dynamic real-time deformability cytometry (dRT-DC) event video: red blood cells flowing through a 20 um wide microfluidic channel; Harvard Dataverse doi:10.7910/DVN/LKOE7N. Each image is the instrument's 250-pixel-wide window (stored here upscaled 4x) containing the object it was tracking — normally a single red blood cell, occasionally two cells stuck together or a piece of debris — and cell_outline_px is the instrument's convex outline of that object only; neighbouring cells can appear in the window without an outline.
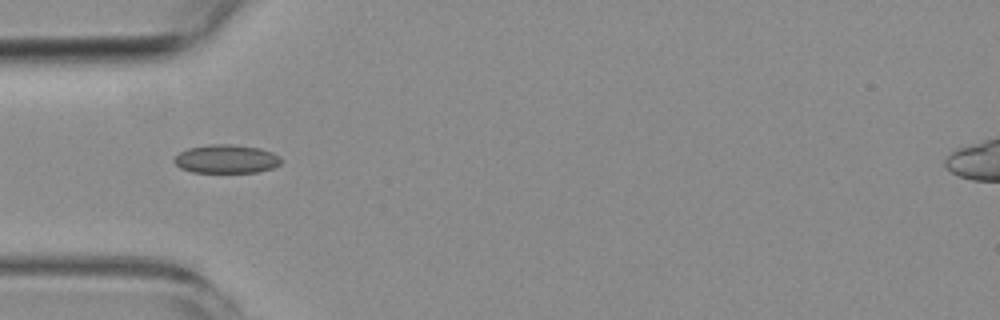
{"species": "common noctule bat (a hibernating species)", "species_latin": "Nyctalus noctula", "temperature_condition": "room temperature", "stored_images_in_passage": 7, "camera_frame_rate_fps": 3000, "um_per_image_px": 0.085, "animal": {"sex": "female", "body_mass_g": 19.3, "forearm_length_mm": 54.1}, "frame": {"image": 1, "passage_image": 5, "time_ms": 4.667, "image_size_px": [1000, 320], "cell_outline_px": [[284, 160], [280, 164], [272, 168], [256, 172], [192, 172], [180, 168], [172, 160], [180, 152], [188, 148], [212, 144], [232, 144], [260, 148], [272, 152], [280, 156]], "centroid_in_image_um": [19.26, 13.51], "position_along_channel_um": 65.7, "area_um2": 17.86}}
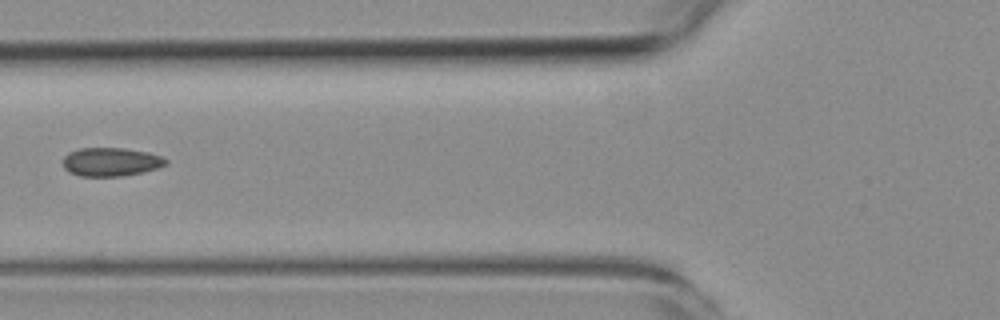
{"frame": {"image": 2, "passage_image": 6, "time_ms": 6.0, "image_size_px": [1000, 320], "cell_outline_px": [[168, 164], [156, 168], [140, 172], [120, 176], [80, 176], [68, 172], [64, 168], [64, 156], [68, 152], [80, 148], [124, 148], [148, 152], [160, 156], [168, 160]], "centroid_in_image_um": [9.4, 13.75], "position_along_channel_um": 116.4, "area_um2": 17.05}}
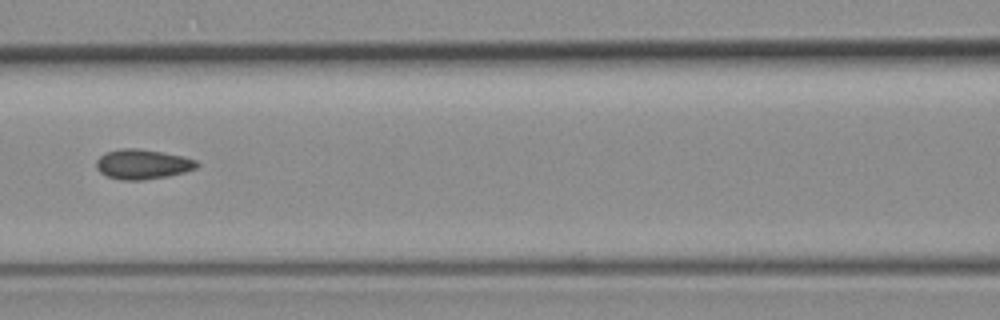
{"frame": {"image": 3, "passage_image": 7, "time_ms": 7.0, "image_size_px": [1000, 320], "cell_outline_px": [[200, 164], [196, 168], [184, 172], [168, 176], [144, 180], [120, 180], [108, 176], [100, 172], [96, 168], [96, 160], [104, 152], [120, 148], [140, 148], [184, 156], [196, 160]], "centroid_in_image_um": [12.11, 13.95], "position_along_channel_um": 154.5, "area_um2": 17.69}}